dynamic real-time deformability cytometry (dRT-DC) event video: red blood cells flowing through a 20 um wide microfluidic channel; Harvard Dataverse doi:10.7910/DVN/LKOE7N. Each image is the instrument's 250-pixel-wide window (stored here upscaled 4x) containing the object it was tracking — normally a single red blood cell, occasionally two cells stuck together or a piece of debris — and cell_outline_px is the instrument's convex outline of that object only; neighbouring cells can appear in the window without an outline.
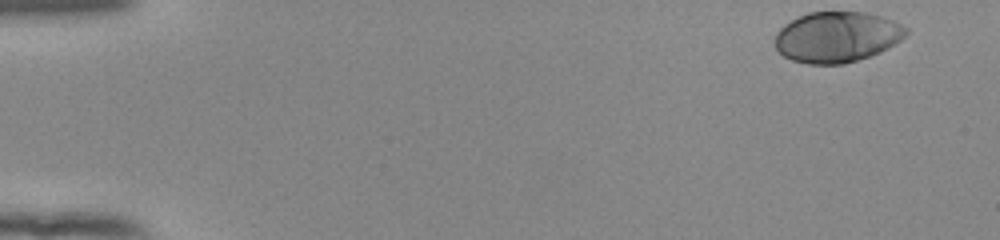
{"species": "human", "species_latin": "Homo sapiens", "temperature_condition": "room temperature", "stored_images_in_passage": 51, "camera_frame_rate_fps": 3000, "um_per_image_px": 0.085, "donor": {"sex": "female"}, "frame": {"image": 1, "passage_image": 1, "time_ms": 0.0, "image_size_px": [1000, 240], "cell_outline_px": [[908, 32], [900, 40], [888, 48], [880, 52], [844, 64], [808, 64], [792, 60], [784, 56], [776, 48], [772, 40], [776, 32], [784, 24], [808, 12], [864, 12], [880, 16], [892, 20], [908, 28]], "centroid_in_image_um": [71.1, 3.14], "position_along_channel_um": 13.9, "area_um2": 38.73}}
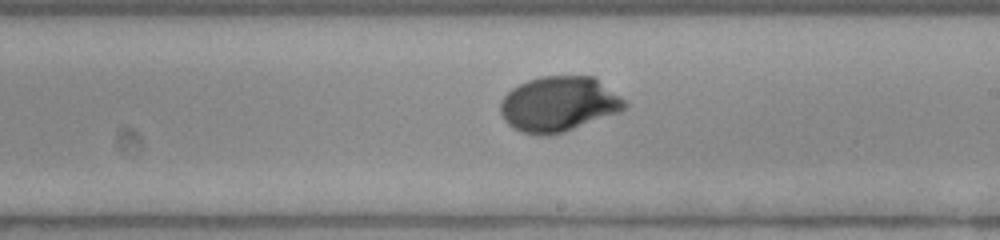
{"frame": {"image": 2, "passage_image": 30, "time_ms": 9.667, "image_size_px": [1000, 240], "cell_outline_px": [[628, 108], [620, 112], [564, 132], [548, 136], [540, 136], [520, 132], [512, 128], [504, 120], [500, 112], [500, 100], [512, 88], [528, 80], [544, 76], [596, 76], [620, 96], [628, 104]], "centroid_in_image_um": [47.5, 8.86], "position_along_channel_um": 241.5, "area_um2": 40.34}}
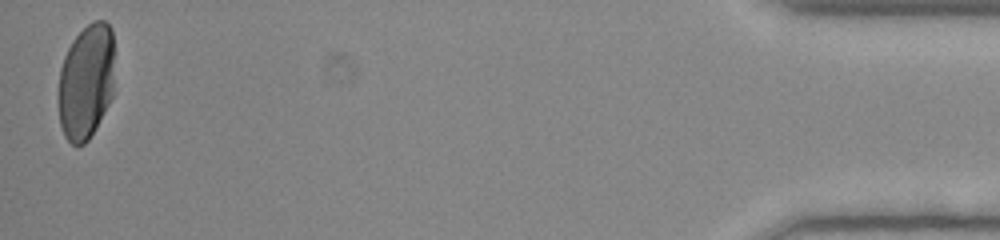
{"frame": {"image": 3, "passage_image": 51, "time_ms": 16.667, "image_size_px": [1000, 240], "cell_outline_px": [[112, 96], [96, 128], [88, 140], [84, 144], [72, 144], [64, 136], [60, 124], [60, 68], [64, 56], [72, 40], [92, 20], [104, 20], [112, 28]], "centroid_in_image_um": [7.32, 6.93], "position_along_channel_um": 427.9, "area_um2": 37.11}, "authors_computed_cell_mechanics": {"area_um2": 38.6104, "velocity_mm_per_s": 3.844, "shape_relaxation_time_tau1_ms": 2.5673, "shape_relaxation_time_tau2_ms": null, "deformation_change_tau1": 0.1491, "deformation_change_tau2": null}}